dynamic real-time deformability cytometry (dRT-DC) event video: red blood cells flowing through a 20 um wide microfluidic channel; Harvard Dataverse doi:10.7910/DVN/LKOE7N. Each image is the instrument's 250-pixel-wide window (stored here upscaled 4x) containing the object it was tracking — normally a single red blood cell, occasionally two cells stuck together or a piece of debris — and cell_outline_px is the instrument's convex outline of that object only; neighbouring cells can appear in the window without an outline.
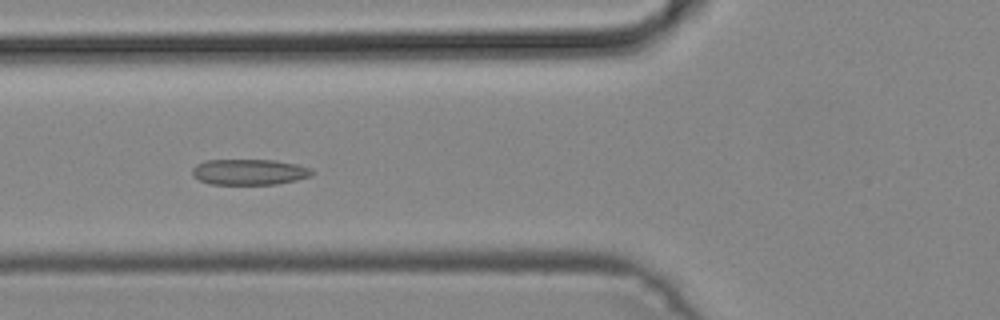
{"species": "common noctule bat (a hibernating species)", "species_latin": "Nyctalus noctula", "temperature_condition": "cold", "stored_images_in_passage": 39, "camera_frame_rate_fps": 3000, "um_per_image_px": 0.085, "animal": {"sex": "male", "body_mass_g": 19.2, "forearm_length_mm": 51.8}, "frame": {"image": 1, "passage_image": 8, "time_ms": 2.333, "image_size_px": [1000, 320], "cell_outline_px": [[312, 176], [296, 180], [276, 184], [212, 184], [200, 180], [192, 176], [192, 168], [196, 164], [204, 160], [276, 160], [296, 164], [312, 168]], "centroid_in_image_um": [21.18, 14.61], "position_along_channel_um": 104.6, "area_um2": 18.03}}
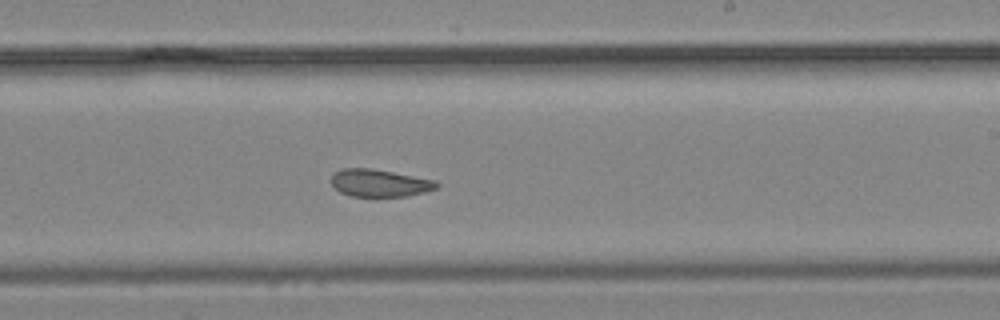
{"frame": {"image": 2, "passage_image": 19, "time_ms": 6.0, "image_size_px": [1000, 320], "cell_outline_px": [[440, 184], [436, 188], [424, 192], [408, 196], [352, 196], [340, 192], [332, 184], [332, 176], [340, 168], [372, 168], [436, 180]], "centroid_in_image_um": [32.28, 15.55], "position_along_channel_um": 256.7, "area_um2": 16.76}}
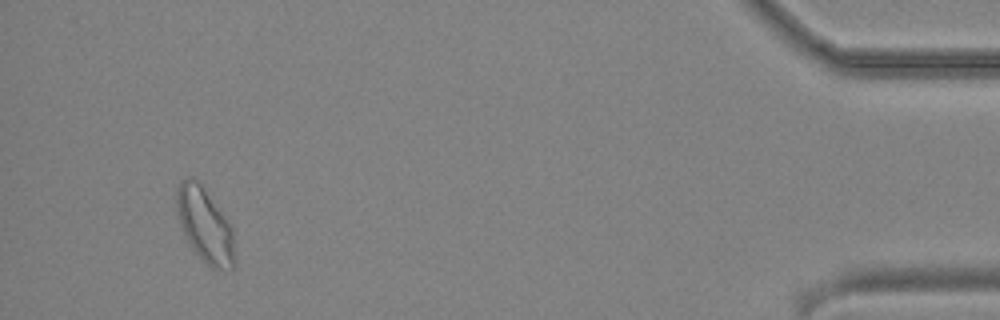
{"frame": {"image": 3, "passage_image": 36, "time_ms": 11.667, "image_size_px": [1000, 320], "cell_outline_px": [[236, 264], [232, 272], [228, 272], [212, 268], [192, 248], [180, 224], [176, 208], [176, 188], [180, 180], [188, 176], [196, 180], [200, 184], [232, 228]], "centroid_in_image_um": [17.43, 19.19], "position_along_channel_um": 417.8, "area_um2": 24.91}}